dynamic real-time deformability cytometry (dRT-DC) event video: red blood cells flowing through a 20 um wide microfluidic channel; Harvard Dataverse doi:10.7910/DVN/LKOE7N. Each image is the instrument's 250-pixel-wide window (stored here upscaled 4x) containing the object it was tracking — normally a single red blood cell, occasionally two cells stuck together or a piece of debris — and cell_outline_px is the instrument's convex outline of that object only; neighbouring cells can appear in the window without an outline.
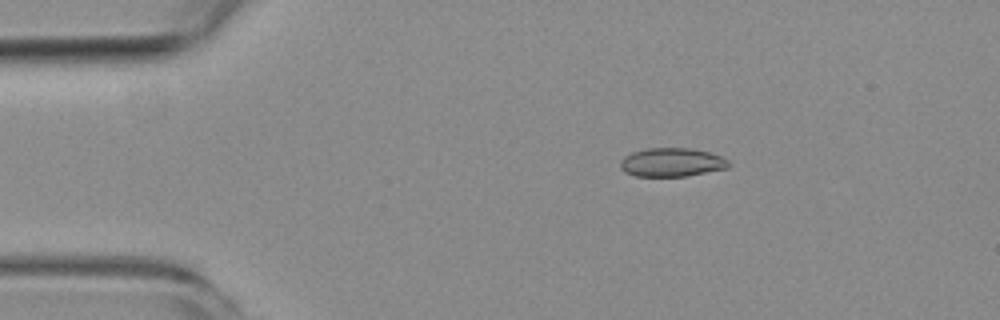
{"species": "common noctule bat (a hibernating species)", "species_latin": "Nyctalus noctula", "temperature_condition": "room temperature", "stored_images_in_passage": 5, "camera_frame_rate_fps": 3000, "um_per_image_px": 0.085, "animal": {"sex": "female", "body_mass_g": 19.3, "forearm_length_mm": 54.1}, "frame": {"image": 1, "passage_image": 3, "time_ms": 3.0, "image_size_px": [1000, 320], "cell_outline_px": [[732, 164], [728, 168], [684, 176], [636, 176], [624, 172], [620, 168], [620, 160], [624, 156], [632, 152], [644, 148], [692, 148], [708, 152], [720, 156], [728, 160]], "centroid_in_image_um": [57.08, 13.79], "position_along_channel_um": 27.9, "area_um2": 18.21}}
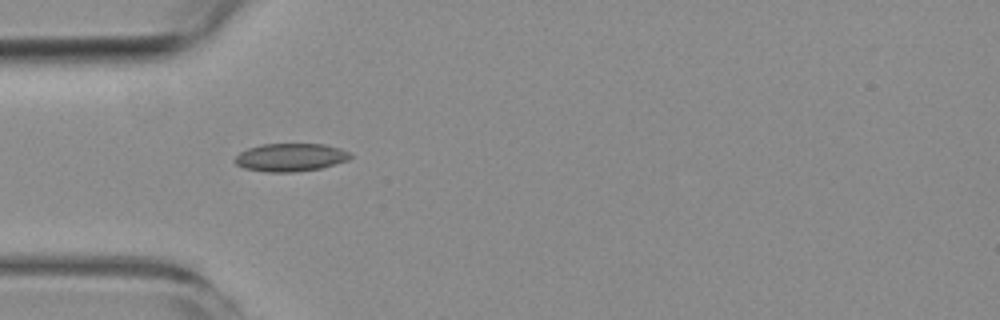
{"frame": {"image": 2, "passage_image": 5, "time_ms": 5.333, "image_size_px": [1000, 320], "cell_outline_px": [[352, 156], [348, 160], [320, 168], [292, 172], [264, 172], [244, 168], [236, 164], [232, 160], [240, 152], [248, 148], [260, 144], [324, 144], [340, 148], [348, 152]], "centroid_in_image_um": [24.65, 13.37], "position_along_channel_um": 60.4, "area_um2": 18.84}}